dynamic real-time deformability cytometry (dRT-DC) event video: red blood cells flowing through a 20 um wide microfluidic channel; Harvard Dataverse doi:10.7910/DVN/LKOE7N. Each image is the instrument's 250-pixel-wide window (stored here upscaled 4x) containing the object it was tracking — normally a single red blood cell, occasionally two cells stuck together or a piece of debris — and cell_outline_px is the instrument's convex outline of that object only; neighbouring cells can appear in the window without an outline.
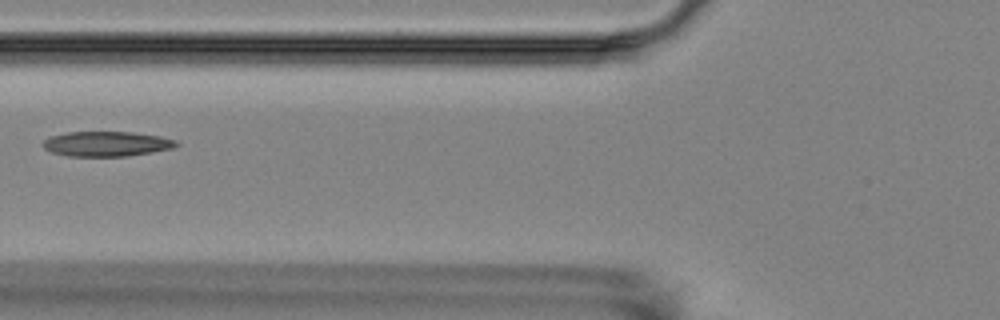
{"species": "Egyptian fruit bat (a non-hibernating species)", "species_latin": "Rousettus aegyptiacus", "temperature_condition": "room temperature", "stored_images_in_passage": 7, "camera_frame_rate_fps": 3000, "um_per_image_px": 0.085, "animal": {"sex": "female"}, "frame": {"image": 1, "passage_image": 5, "time_ms": 6.667, "image_size_px": [1000, 320], "cell_outline_px": [[180, 144], [172, 148], [152, 152], [128, 156], [68, 156], [52, 152], [44, 148], [40, 144], [48, 136], [68, 132], [132, 132], [160, 136], [176, 140]], "centroid_in_image_um": [9.03, 12.22], "position_along_channel_um": 116.8, "area_um2": 19.48}}
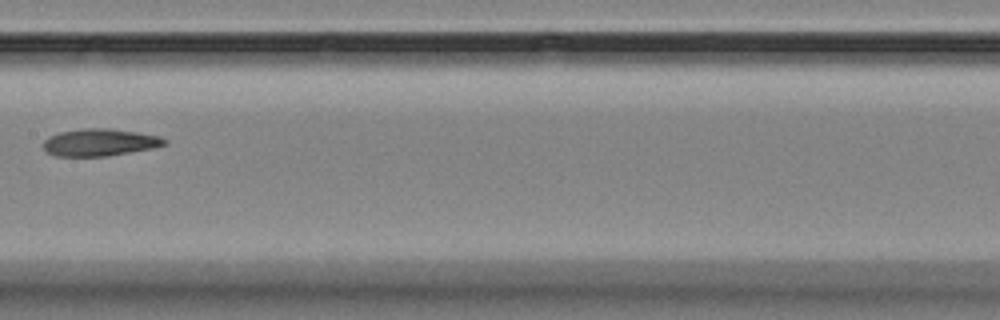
{"frame": {"image": 2, "passage_image": 7, "time_ms": 9.0, "image_size_px": [1000, 320], "cell_outline_px": [[168, 144], [152, 148], [108, 156], [56, 156], [48, 152], [44, 148], [44, 140], [48, 136], [60, 132], [84, 128], [108, 128], [136, 132], [160, 136], [168, 140]], "centroid_in_image_um": [8.5, 12.1], "position_along_channel_um": 198.9, "area_um2": 19.19}}